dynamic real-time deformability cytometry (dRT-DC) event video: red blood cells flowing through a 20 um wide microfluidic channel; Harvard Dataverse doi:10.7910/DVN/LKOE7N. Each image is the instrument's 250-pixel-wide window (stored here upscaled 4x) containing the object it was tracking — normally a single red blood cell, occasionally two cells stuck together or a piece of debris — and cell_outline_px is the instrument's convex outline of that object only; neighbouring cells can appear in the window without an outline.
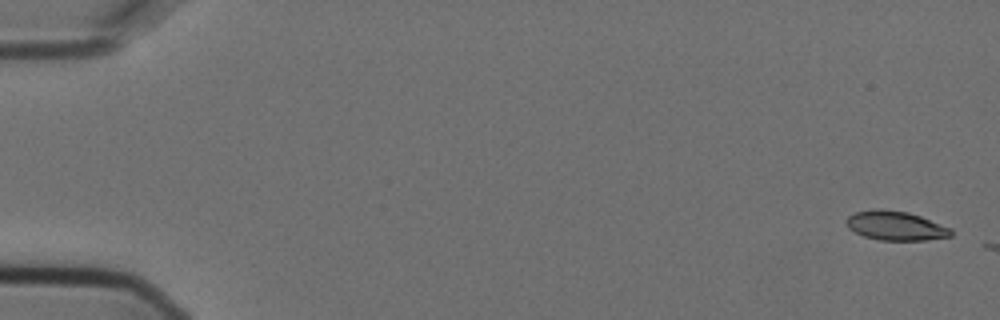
{"species": "Egyptian fruit bat (a non-hibernating species)", "species_latin": "Rousettus aegyptiacus", "temperature_condition": "cold", "stored_images_in_passage": 4, "camera_frame_rate_fps": 3000, "um_per_image_px": 0.085, "animal": {"sex": "female"}, "frame": {"image": 1, "passage_image": 1, "time_ms": 0.0, "image_size_px": [1000, 320], "cell_outline_px": [[952, 236], [924, 240], [880, 240], [864, 236], [848, 228], [848, 216], [856, 212], [872, 208], [880, 208], [908, 212], [920, 216], [952, 228]], "centroid_in_image_um": [76.15, 19.17], "position_along_channel_um": 8.9, "area_um2": 17.74}}